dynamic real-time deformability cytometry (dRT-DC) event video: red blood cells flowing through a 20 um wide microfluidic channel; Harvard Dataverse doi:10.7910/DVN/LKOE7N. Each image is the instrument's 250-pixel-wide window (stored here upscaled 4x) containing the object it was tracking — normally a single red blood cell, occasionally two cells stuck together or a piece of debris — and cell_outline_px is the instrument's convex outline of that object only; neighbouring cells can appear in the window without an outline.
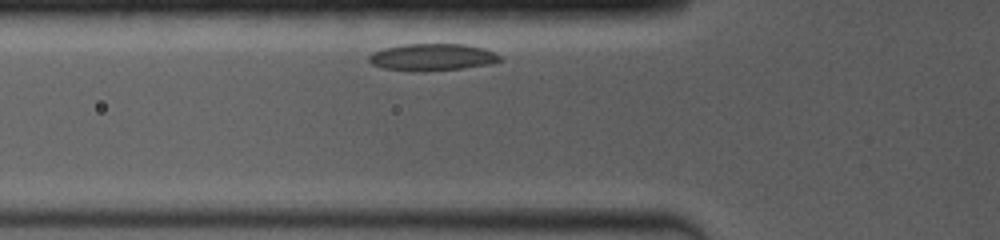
{"species": "common noctule bat (a hibernating species)", "species_latin": "Nyctalus noctula", "temperature_condition": "room temperature", "stored_images_in_passage": 22, "camera_frame_rate_fps": 4000, "um_per_image_px": 0.085, "animal": {"sex": "female", "body_mass_g": 19.0, "forearm_length_mm": 53.3}, "frame": {"image": 1, "passage_image": 2, "time_ms": 0.5, "image_size_px": [1000, 240], "cell_outline_px": [[504, 60], [492, 64], [460, 68], [380, 68], [372, 64], [368, 60], [368, 56], [372, 52], [384, 48], [404, 44], [464, 44], [480, 48], [492, 52], [500, 56]], "centroid_in_image_um": [36.76, 4.81], "position_along_channel_um": 89.0, "area_um2": 19.48}}
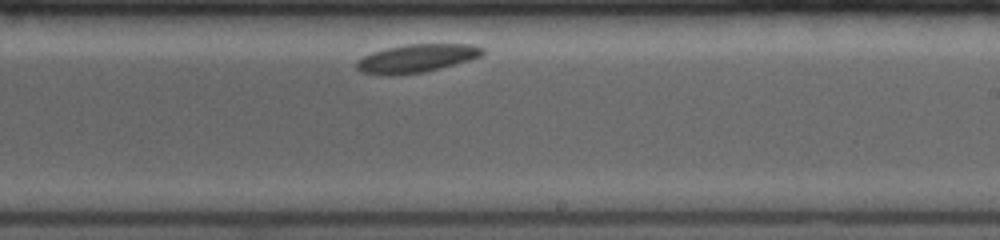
{"frame": {"image": 2, "passage_image": 13, "time_ms": 5.25, "image_size_px": [1000, 240], "cell_outline_px": [[484, 52], [480, 56], [468, 60], [440, 68], [424, 72], [388, 76], [364, 72], [356, 68], [356, 60], [372, 52], [404, 44], [472, 44], [484, 48]], "centroid_in_image_um": [35.39, 4.95], "position_along_channel_um": 253.6, "area_um2": 20.58}}
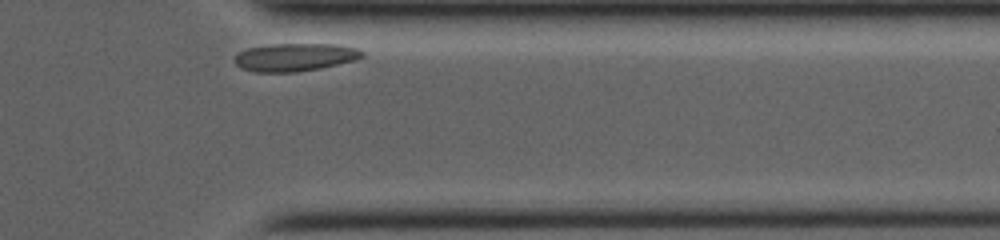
{"frame": {"image": 3, "passage_image": 22, "time_ms": 9.0, "image_size_px": [1000, 240], "cell_outline_px": [[364, 56], [356, 60], [320, 68], [296, 72], [256, 72], [240, 68], [236, 64], [236, 56], [240, 52], [248, 48], [272, 44], [336, 44], [360, 48], [364, 52]], "centroid_in_image_um": [25.13, 4.86], "position_along_channel_um": 386.3, "area_um2": 20.75}}